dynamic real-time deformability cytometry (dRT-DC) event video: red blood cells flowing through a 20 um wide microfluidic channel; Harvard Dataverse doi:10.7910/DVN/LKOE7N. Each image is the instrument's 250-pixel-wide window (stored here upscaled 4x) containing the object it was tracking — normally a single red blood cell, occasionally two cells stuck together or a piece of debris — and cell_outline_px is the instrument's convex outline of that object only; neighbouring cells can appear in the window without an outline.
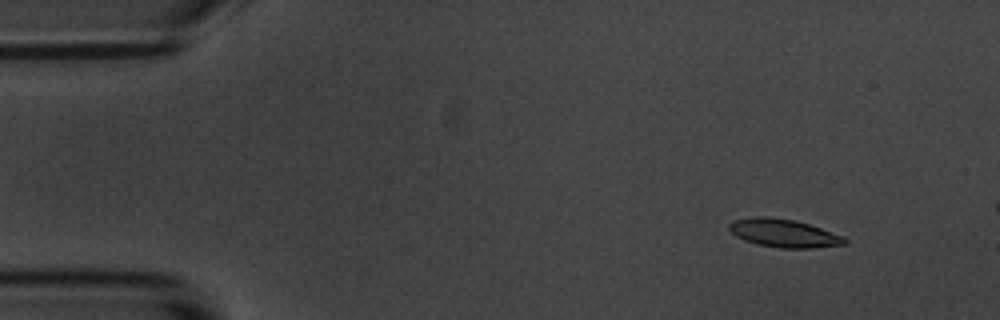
{"species": "common noctule bat (a hibernating species)", "species_latin": "Nyctalus noctula", "temperature_condition": "room temperature", "stored_images_in_passage": 11, "camera_frame_rate_fps": 3000, "um_per_image_px": 0.085, "animal": {"sex": "male", "body_mass_g": 20.1, "forearm_length_mm": 53.5}, "frame": {"image": 1, "passage_image": 2, "time_ms": 0.333, "image_size_px": [1000, 320], "cell_outline_px": [[848, 244], [812, 248], [780, 248], [760, 244], [744, 240], [736, 236], [728, 228], [728, 224], [732, 220], [752, 216], [768, 216], [792, 220], [808, 224], [844, 236], [848, 240]], "centroid_in_image_um": [66.62, 19.81], "position_along_channel_um": 18.4, "area_um2": 18.96}}